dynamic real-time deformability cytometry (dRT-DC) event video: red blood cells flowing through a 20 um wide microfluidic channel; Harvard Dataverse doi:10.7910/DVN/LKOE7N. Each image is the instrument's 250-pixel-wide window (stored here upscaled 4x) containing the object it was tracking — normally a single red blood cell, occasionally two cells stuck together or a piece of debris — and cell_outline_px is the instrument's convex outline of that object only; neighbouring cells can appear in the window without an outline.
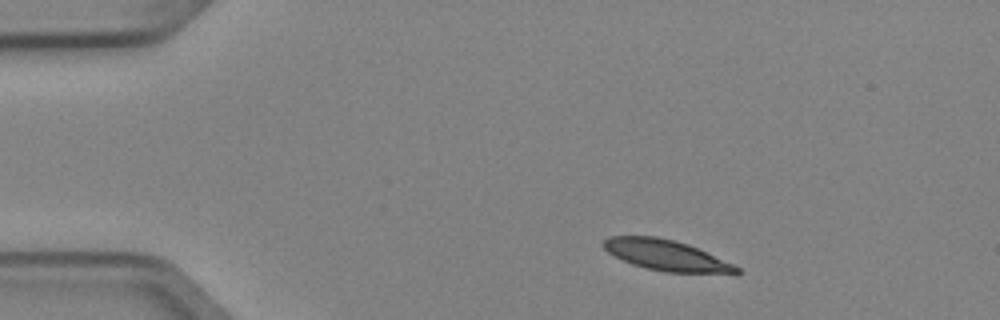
{"species": "Egyptian fruit bat (a non-hibernating species)", "species_latin": "Rousettus aegyptiacus", "temperature_condition": "cold", "stored_images_in_passage": 2, "camera_frame_rate_fps": 3000, "um_per_image_px": 0.085, "animal": {"sex": "female"}, "frame": {"image": 1, "passage_image": 1, "time_ms": 0.0, "image_size_px": [1000, 320], "cell_outline_px": [[744, 272], [736, 276], [664, 272], [644, 268], [632, 264], [608, 252], [600, 244], [608, 236], [656, 236], [676, 240], [688, 244], [732, 264], [740, 268]], "centroid_in_image_um": [56.74, 21.74], "position_along_channel_um": 28.3, "area_um2": 24.51}}